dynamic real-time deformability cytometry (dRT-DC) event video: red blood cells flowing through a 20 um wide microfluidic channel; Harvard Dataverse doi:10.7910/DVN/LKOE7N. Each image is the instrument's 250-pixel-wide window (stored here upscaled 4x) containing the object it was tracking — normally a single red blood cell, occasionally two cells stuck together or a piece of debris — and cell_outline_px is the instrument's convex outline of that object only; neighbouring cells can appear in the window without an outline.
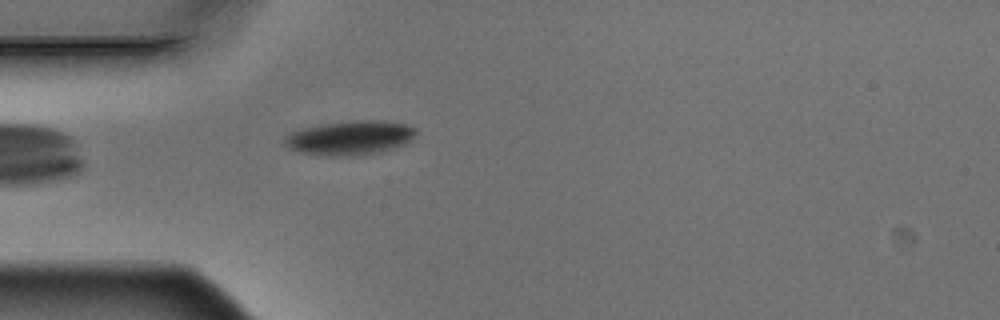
{"species": "Egyptian fruit bat (a non-hibernating species)", "species_latin": "Rousettus aegyptiacus", "temperature_condition": "warm", "stored_images_in_passage": 5, "camera_frame_rate_fps": 3000, "um_per_image_px": 0.085, "animal": {"sex": "male"}, "frame": {"image": 1, "passage_image": 5, "time_ms": 1.333, "image_size_px": [1000, 320], "cell_outline_px": [[416, 136], [412, 140], [396, 148], [384, 152], [356, 156], [328, 156], [300, 152], [288, 148], [284, 144], [284, 136], [300, 128], [324, 124], [352, 120], [380, 120], [404, 124], [416, 128]], "centroid_in_image_um": [29.77, 11.72], "position_along_channel_um": 55.2, "area_um2": 26.59}}